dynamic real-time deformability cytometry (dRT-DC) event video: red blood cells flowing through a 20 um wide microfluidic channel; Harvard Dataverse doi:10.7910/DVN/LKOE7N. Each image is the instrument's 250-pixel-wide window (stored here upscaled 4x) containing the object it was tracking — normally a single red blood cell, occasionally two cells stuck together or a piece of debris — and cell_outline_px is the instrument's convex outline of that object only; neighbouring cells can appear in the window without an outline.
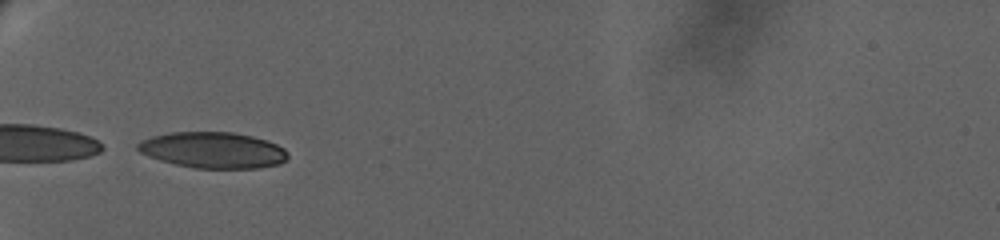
{"species": "human", "species_latin": "Homo sapiens", "temperature_condition": "warm", "stored_images_in_passage": 9, "camera_frame_rate_fps": 3000, "um_per_image_px": 0.085, "donor": {"sex": "female"}, "frame": {"image": 1, "passage_image": 1, "time_ms": 0.0, "image_size_px": [1000, 240], "cell_outline_px": [[288, 160], [280, 164], [260, 168], [192, 168], [160, 160], [148, 156], [140, 152], [136, 148], [136, 144], [140, 140], [152, 136], [172, 132], [232, 132], [252, 136], [268, 140], [284, 148], [288, 152]], "centroid_in_image_um": [18.12, 12.76], "position_along_channel_um": 66.9, "area_um2": 31.79}}
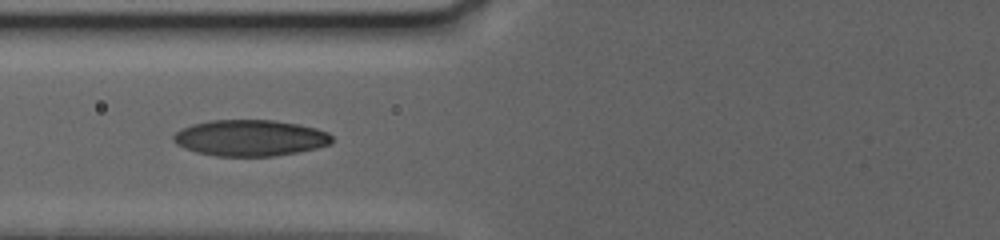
{"frame": {"image": 2, "passage_image": 8, "time_ms": 1.667, "image_size_px": [1000, 240], "cell_outline_px": [[332, 144], [316, 148], [296, 152], [272, 156], [216, 156], [196, 152], [184, 148], [176, 144], [172, 140], [172, 136], [176, 132], [192, 124], [212, 120], [272, 120], [300, 124], [316, 128], [328, 132], [332, 136]], "centroid_in_image_um": [21.27, 11.72], "position_along_channel_um": 104.5, "area_um2": 33.47}}